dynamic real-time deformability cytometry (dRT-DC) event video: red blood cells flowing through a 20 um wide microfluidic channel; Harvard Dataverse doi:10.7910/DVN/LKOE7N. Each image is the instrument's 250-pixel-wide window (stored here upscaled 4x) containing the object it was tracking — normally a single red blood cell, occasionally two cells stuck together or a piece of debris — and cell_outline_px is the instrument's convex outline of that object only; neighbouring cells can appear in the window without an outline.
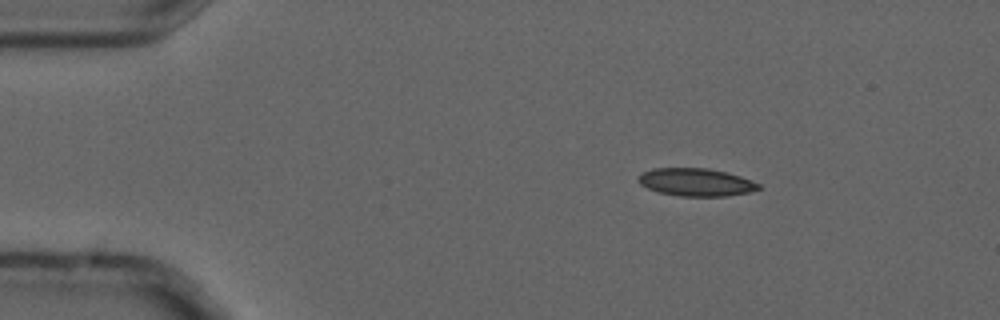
{"species": "common noctule bat (a hibernating species)", "species_latin": "Nyctalus noctula", "temperature_condition": "cold", "stored_images_in_passage": 4, "camera_frame_rate_fps": 3000, "um_per_image_px": 0.085, "animal": {"sex": "male", "forearm_length_mm": 52.5}, "frame": {"image": 1, "passage_image": 2, "time_ms": 0.333, "image_size_px": [1000, 320], "cell_outline_px": [[760, 188], [748, 192], [724, 196], [680, 196], [660, 192], [648, 188], [640, 184], [636, 180], [640, 172], [652, 168], [708, 168], [728, 172], [752, 180], [760, 184]], "centroid_in_image_um": [59.12, 15.47], "position_along_channel_um": 25.9, "area_um2": 19.54}}